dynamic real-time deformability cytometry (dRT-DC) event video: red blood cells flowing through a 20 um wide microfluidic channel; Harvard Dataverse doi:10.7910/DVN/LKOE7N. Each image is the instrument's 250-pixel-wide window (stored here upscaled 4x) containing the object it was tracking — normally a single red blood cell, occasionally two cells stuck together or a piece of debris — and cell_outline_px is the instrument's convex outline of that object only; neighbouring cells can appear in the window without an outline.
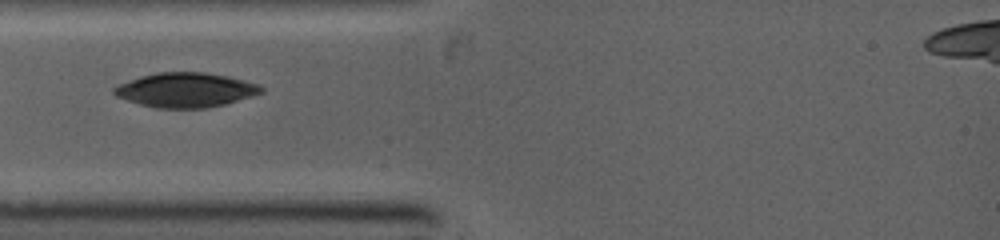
{"species": "common noctule bat (a hibernating species)", "species_latin": "Nyctalus noctula", "temperature_condition": "warm", "stored_images_in_passage": 20, "camera_frame_rate_fps": 5000, "um_per_image_px": 0.085, "animal": {"sex": "female", "body_mass_g": 19.0, "forearm_length_mm": 53.3}, "frame": {"image": 1, "passage_image": 1, "time_ms": 0.0, "image_size_px": [1000, 240], "cell_outline_px": [[264, 92], [252, 96], [224, 104], [204, 108], [156, 108], [140, 104], [116, 96], [112, 92], [112, 88], [120, 84], [140, 76], [156, 72], [204, 72], [228, 76], [260, 84], [264, 88]], "centroid_in_image_um": [15.79, 7.64], "position_along_channel_um": 69.2, "area_um2": 29.59}}